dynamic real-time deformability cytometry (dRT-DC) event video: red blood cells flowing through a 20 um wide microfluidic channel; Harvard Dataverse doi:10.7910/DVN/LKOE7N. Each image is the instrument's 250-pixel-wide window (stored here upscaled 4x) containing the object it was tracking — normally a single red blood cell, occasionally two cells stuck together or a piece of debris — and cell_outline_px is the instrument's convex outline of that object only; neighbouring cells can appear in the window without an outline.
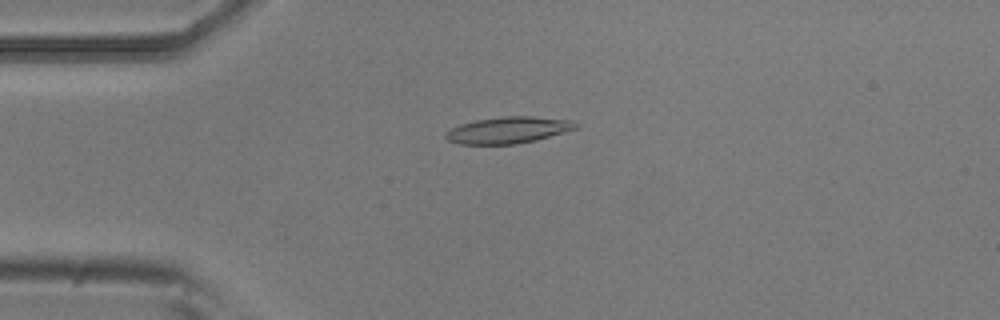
{"species": "common noctule bat (a hibernating species)", "species_latin": "Nyctalus noctula", "temperature_condition": "room temperature", "stored_images_in_passage": 54, "camera_frame_rate_fps": 3000, "um_per_image_px": 0.085, "animal": {"sex": "male", "body_mass_g": 20.5, "forearm_length_mm": 52.5}, "frame": {"image": 1, "passage_image": 13, "time_ms": 4.0, "image_size_px": [1000, 320], "cell_outline_px": [[580, 128], [536, 140], [516, 144], [460, 144], [448, 140], [444, 136], [444, 132], [460, 124], [476, 120], [504, 116], [532, 116], [576, 120], [580, 124]], "centroid_in_image_um": [43.27, 11.05], "position_along_channel_um": 41.7, "area_um2": 20.4}}
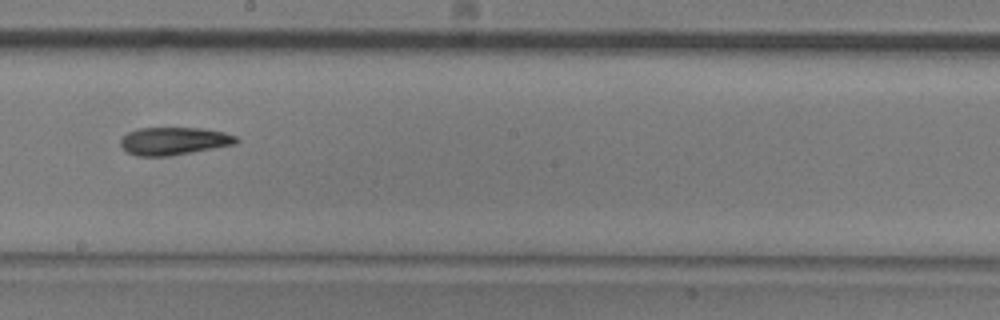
{"frame": {"image": 2, "passage_image": 30, "time_ms": 9.667, "image_size_px": [1000, 320], "cell_outline_px": [[240, 140], [236, 144], [192, 152], [168, 156], [136, 156], [128, 152], [120, 144], [120, 140], [128, 132], [140, 128], [204, 128], [224, 132], [236, 136]], "centroid_in_image_um": [14.81, 11.98], "position_along_channel_um": 233.4, "area_um2": 18.67}}
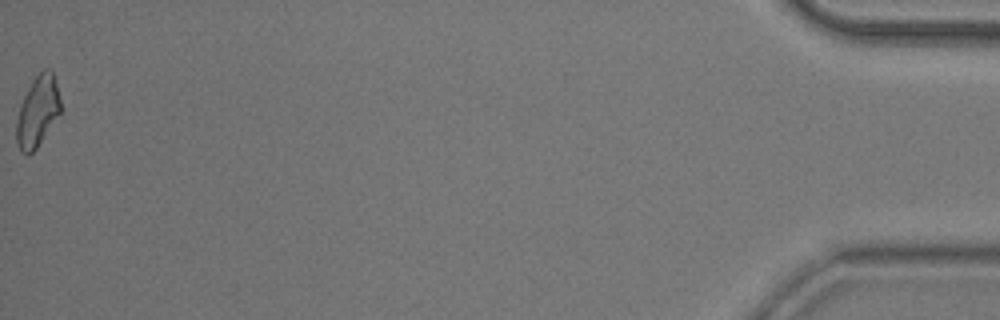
{"frame": {"image": 3, "passage_image": 54, "time_ms": 17.667, "image_size_px": [1000, 320], "cell_outline_px": [[60, 116], [36, 148], [32, 152], [20, 152], [16, 144], [16, 120], [20, 104], [32, 80], [44, 68], [48, 68], [52, 72], [56, 84], [60, 100]], "centroid_in_image_um": [3.19, 9.48], "position_along_channel_um": 432.0, "area_um2": 18.15}}